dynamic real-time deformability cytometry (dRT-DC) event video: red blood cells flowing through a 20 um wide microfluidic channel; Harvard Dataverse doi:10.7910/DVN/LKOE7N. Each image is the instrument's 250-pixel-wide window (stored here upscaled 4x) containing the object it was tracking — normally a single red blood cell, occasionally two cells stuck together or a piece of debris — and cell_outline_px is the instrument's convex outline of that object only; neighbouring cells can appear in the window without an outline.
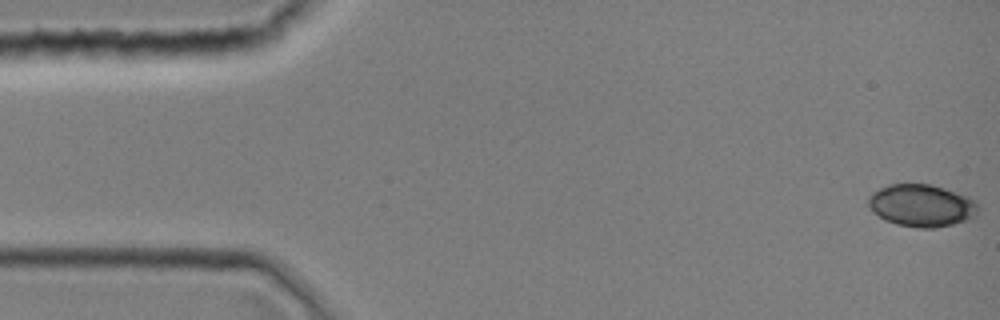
{"species": "common noctule bat (a hibernating species)", "species_latin": "Nyctalus noctula", "temperature_condition": "room temperature", "stored_images_in_passage": 40, "camera_frame_rate_fps": 3000, "um_per_image_px": 0.085, "animal": {"sex": "female", "body_mass_g": 19.0, "forearm_length_mm": 51.5}, "frame": {"image": 1, "passage_image": 1, "time_ms": 0.0, "image_size_px": [1000, 320], "cell_outline_px": [[980, 208], [976, 216], [968, 220], [936, 228], [920, 228], [896, 224], [884, 220], [872, 212], [868, 204], [868, 196], [872, 192], [888, 184], [928, 184], [944, 188], [968, 196], [976, 200]], "centroid_in_image_um": [78.35, 17.47], "position_along_channel_um": 6.7, "area_um2": 27.4}}
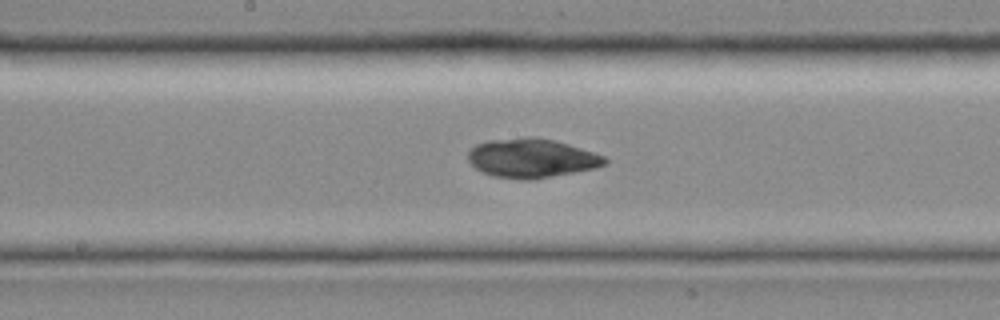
{"frame": {"image": 2, "passage_image": 21, "time_ms": 6.667, "image_size_px": [1000, 320], "cell_outline_px": [[608, 160], [604, 164], [596, 168], [532, 180], [520, 180], [492, 176], [476, 168], [468, 160], [468, 152], [476, 144], [484, 140], [524, 136], [536, 136], [568, 144], [604, 156]], "centroid_in_image_um": [45.15, 13.43], "position_along_channel_um": 203.1, "area_um2": 31.33}}
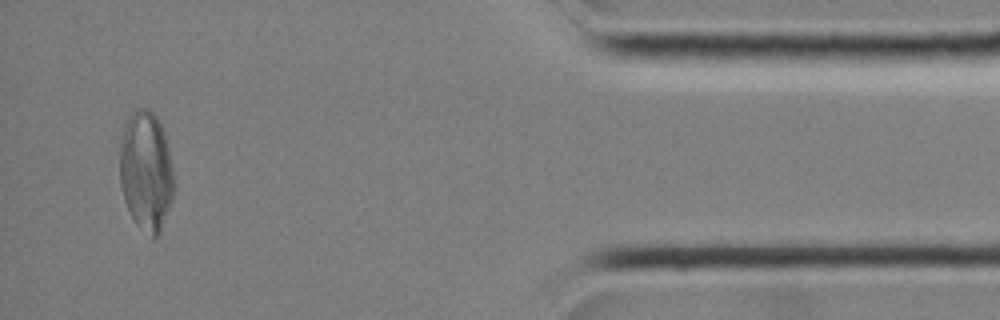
{"frame": {"image": 3, "passage_image": 38, "time_ms": 12.333, "image_size_px": [1000, 320], "cell_outline_px": [[172, 200], [160, 232], [152, 240], [136, 224], [124, 200], [120, 184], [120, 136], [128, 116], [136, 108], [148, 108], [156, 116], [164, 132], [168, 148], [172, 168]], "centroid_in_image_um": [12.39, 14.53], "position_along_channel_um": 422.8, "area_um2": 37.74}}